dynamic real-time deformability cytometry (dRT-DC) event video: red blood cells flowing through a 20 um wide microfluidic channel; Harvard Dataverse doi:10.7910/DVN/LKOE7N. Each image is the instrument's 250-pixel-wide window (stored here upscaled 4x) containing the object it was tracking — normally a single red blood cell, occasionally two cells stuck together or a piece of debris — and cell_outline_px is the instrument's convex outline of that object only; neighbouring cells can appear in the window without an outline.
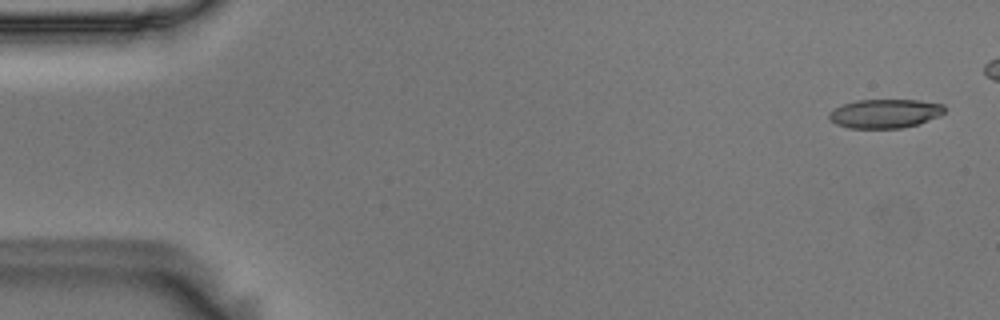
{"species": "Egyptian fruit bat (a non-hibernating species)", "species_latin": "Rousettus aegyptiacus", "temperature_condition": "room temperature", "stored_images_in_passage": 49, "camera_frame_rate_fps": 3000, "um_per_image_px": 0.085, "animal": {"sex": "male"}, "frame": {"image": 1, "passage_image": 2, "time_ms": 0.333, "image_size_px": [1000, 320], "cell_outline_px": [[944, 112], [940, 116], [920, 124], [900, 128], [848, 128], [836, 124], [828, 120], [828, 112], [844, 104], [856, 100], [920, 100], [944, 104]], "centroid_in_image_um": [75.22, 9.65], "position_along_channel_um": 9.8, "area_um2": 19.65}}
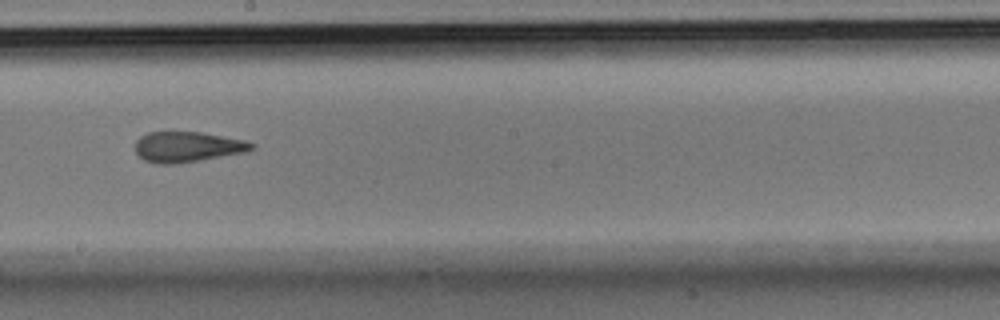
{"frame": {"image": 2, "passage_image": 31, "time_ms": 10.0, "image_size_px": [1000, 320], "cell_outline_px": [[256, 148], [248, 152], [176, 164], [156, 164], [144, 160], [136, 152], [136, 140], [140, 136], [148, 132], [200, 132], [244, 140], [256, 144]], "centroid_in_image_um": [15.96, 12.49], "position_along_channel_um": 232.2, "area_um2": 20.75}}
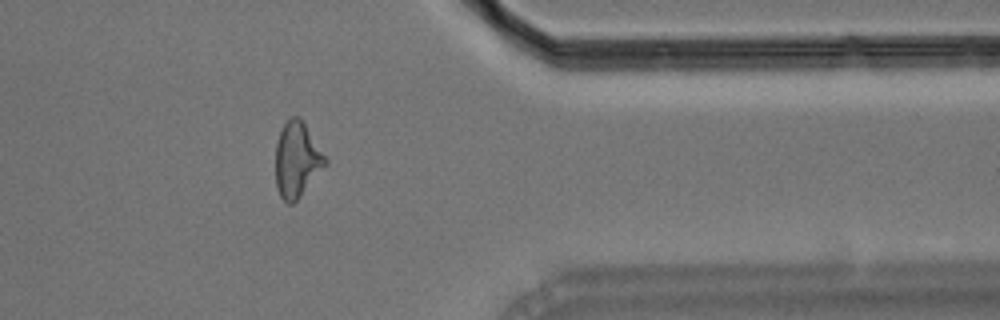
{"frame": {"image": 3, "passage_image": 45, "time_ms": 14.667, "image_size_px": [1000, 320], "cell_outline_px": [[328, 164], [300, 196], [292, 204], [288, 204], [280, 196], [276, 188], [276, 144], [280, 132], [284, 124], [292, 116], [300, 116], [328, 160]], "centroid_in_image_um": [25.25, 13.58], "position_along_channel_um": 386.2, "area_um2": 21.73}}